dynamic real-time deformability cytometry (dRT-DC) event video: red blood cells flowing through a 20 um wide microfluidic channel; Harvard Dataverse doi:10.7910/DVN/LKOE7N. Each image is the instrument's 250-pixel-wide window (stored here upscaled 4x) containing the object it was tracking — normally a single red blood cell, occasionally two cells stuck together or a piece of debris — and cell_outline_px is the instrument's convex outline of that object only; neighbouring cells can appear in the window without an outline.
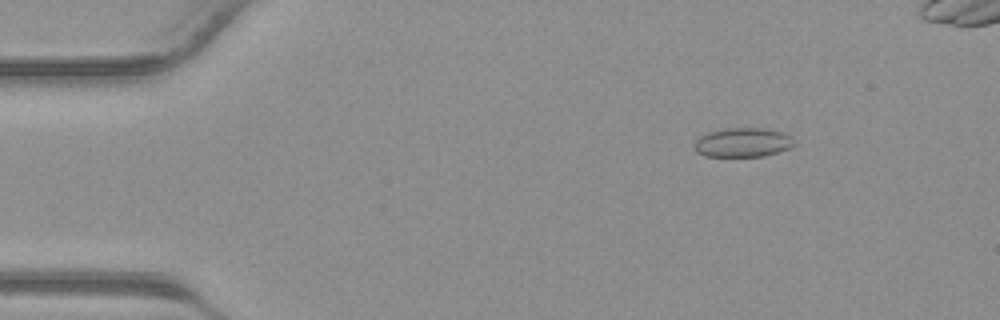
{"species": "common noctule bat (a hibernating species)", "species_latin": "Nyctalus noctula", "temperature_condition": "warm", "stored_images_in_passage": 37, "camera_frame_rate_fps": 3000, "um_per_image_px": 0.085, "animal": {"sex": "male", "body_mass_g": 23.1, "forearm_length_mm": 52.7}, "frame": {"image": 1, "passage_image": 3, "time_ms": 0.667, "image_size_px": [1000, 320], "cell_outline_px": [[796, 144], [788, 148], [764, 156], [704, 156], [696, 152], [692, 144], [700, 136], [708, 132], [724, 128], [764, 128], [784, 132], [792, 136], [796, 140]], "centroid_in_image_um": [63.14, 12.1], "position_along_channel_um": 21.9, "area_um2": 17.22}}
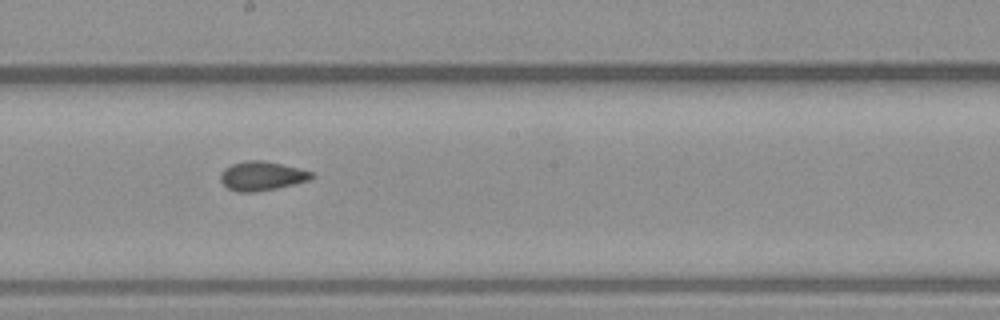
{"frame": {"image": 2, "passage_image": 20, "time_ms": 6.333, "image_size_px": [1000, 320], "cell_outline_px": [[316, 176], [308, 180], [276, 188], [252, 192], [236, 192], [228, 188], [220, 180], [220, 172], [224, 168], [232, 164], [248, 160], [264, 160], [300, 168], [316, 172]], "centroid_in_image_um": [22.27, 14.94], "position_along_channel_um": 225.9, "area_um2": 15.55}}
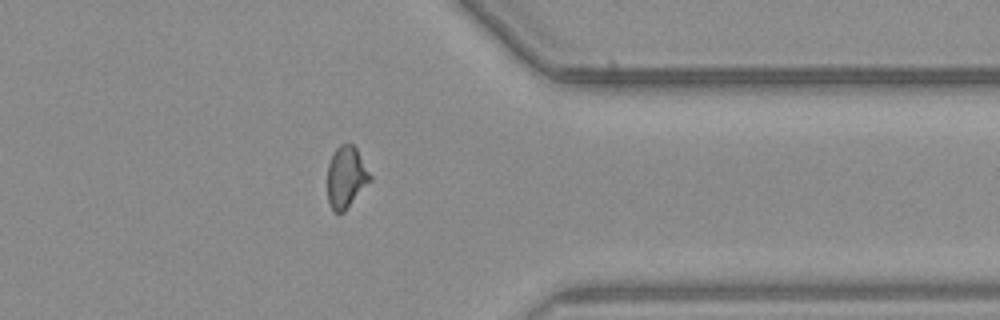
{"frame": {"image": 3, "passage_image": 30, "time_ms": 9.667, "image_size_px": [1000, 320], "cell_outline_px": [[372, 180], [344, 212], [332, 212], [328, 200], [328, 164], [336, 148], [340, 144], [352, 144], [356, 148], [372, 176]], "centroid_in_image_um": [29.43, 15.08], "position_along_channel_um": 382.0, "area_um2": 15.32}}